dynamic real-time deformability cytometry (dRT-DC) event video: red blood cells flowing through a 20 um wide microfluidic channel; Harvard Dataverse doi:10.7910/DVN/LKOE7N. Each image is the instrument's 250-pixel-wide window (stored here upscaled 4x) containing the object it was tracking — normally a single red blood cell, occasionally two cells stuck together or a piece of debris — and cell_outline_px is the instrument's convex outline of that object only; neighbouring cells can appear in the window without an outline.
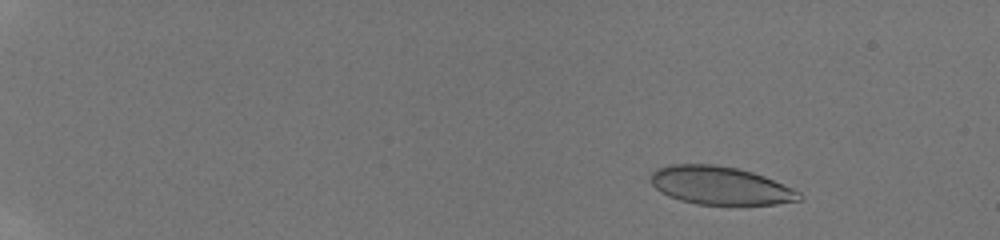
{"species": "human", "species_latin": "Homo sapiens", "temperature_condition": "room temperature", "stored_images_in_passage": 54, "camera_frame_rate_fps": 3000, "um_per_image_px": 0.085, "donor": {"sex": "male"}, "frame": {"image": 1, "passage_image": 6, "time_ms": 1.667, "image_size_px": [1000, 240], "cell_outline_px": [[804, 196], [800, 200], [776, 204], [696, 204], [680, 200], [668, 196], [660, 192], [652, 184], [652, 172], [656, 168], [668, 164], [712, 164], [736, 168], [752, 172], [764, 176], [792, 188], [800, 192]], "centroid_in_image_um": [61.21, 15.77], "position_along_channel_um": 23.8, "area_um2": 32.89}}
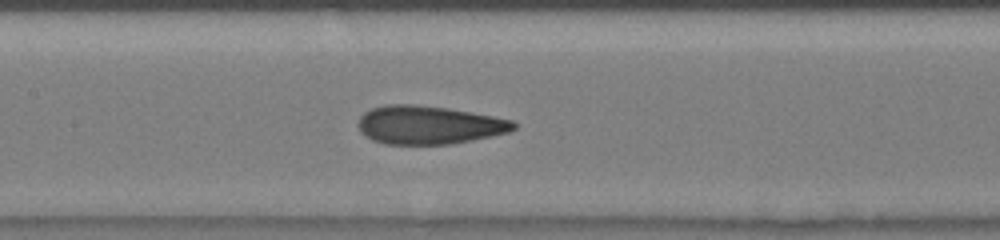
{"frame": {"image": 2, "passage_image": 29, "time_ms": 9.333, "image_size_px": [1000, 240], "cell_outline_px": [[516, 128], [508, 132], [472, 140], [452, 144], [384, 144], [372, 140], [360, 132], [356, 124], [360, 116], [364, 112], [372, 108], [384, 104], [416, 104], [448, 108], [492, 116], [512, 120], [516, 124]], "centroid_in_image_um": [36.4, 10.62], "position_along_channel_um": 171.0, "area_um2": 34.91}}
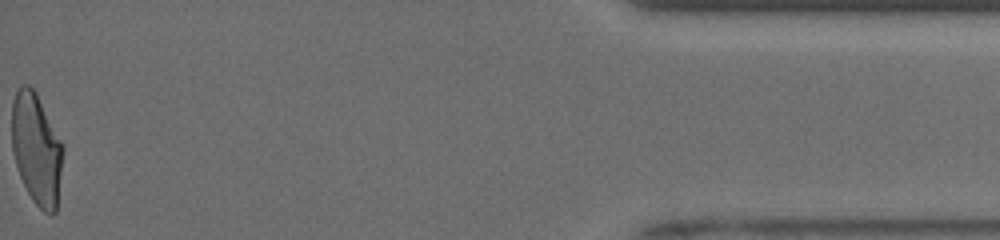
{"frame": {"image": 3, "passage_image": 53, "time_ms": 17.667, "image_size_px": [1000, 240], "cell_outline_px": [[64, 152], [56, 212], [52, 216], [44, 212], [32, 200], [20, 176], [12, 152], [12, 100], [20, 84], [28, 84], [36, 92], [64, 148]], "centroid_in_image_um": [3.1, 12.68], "position_along_channel_um": 432.1, "area_um2": 33.18}, "authors_computed_cell_mechanics": {"area_um2": 34.102, "velocity_mm_per_s": 3.9571, "shape_relaxation_time_tau1_ms": 4.7747, "shape_relaxation_time_tau2_ms": 1.0793, "deformation_change_tau1": 0.1936, "deformation_change_tau2": 0.1002}}